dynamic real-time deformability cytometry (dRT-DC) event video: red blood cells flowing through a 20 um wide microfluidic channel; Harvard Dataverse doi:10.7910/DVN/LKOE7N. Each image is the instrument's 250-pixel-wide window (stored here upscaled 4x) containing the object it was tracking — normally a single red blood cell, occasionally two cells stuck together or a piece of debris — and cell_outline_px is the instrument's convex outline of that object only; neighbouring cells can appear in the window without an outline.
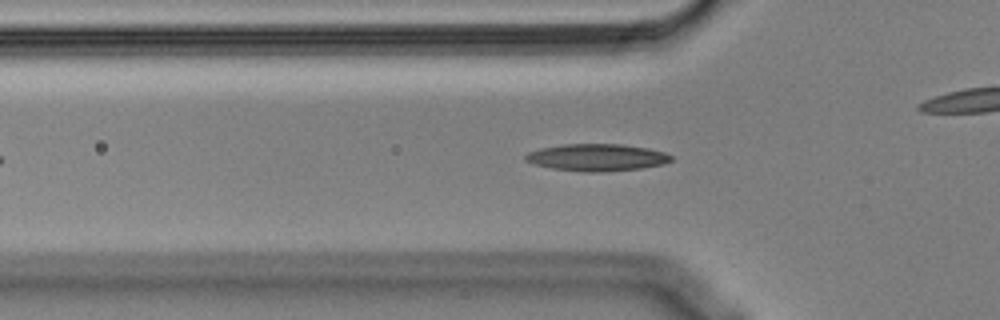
{"species": "Egyptian fruit bat (a non-hibernating species)", "species_latin": "Rousettus aegyptiacus", "temperature_condition": "cold", "stored_images_in_passage": 38, "camera_frame_rate_fps": 3000, "um_per_image_px": 0.085, "animal": {"sex": "male"}, "frame": {"image": 1, "passage_image": 4, "time_ms": 1.0, "image_size_px": [1000, 320], "cell_outline_px": [[672, 160], [664, 164], [640, 168], [600, 172], [584, 172], [552, 168], [532, 164], [524, 160], [524, 156], [528, 152], [540, 148], [564, 144], [620, 144], [648, 148], [664, 152], [672, 156]], "centroid_in_image_um": [50.7, 13.38], "position_along_channel_um": 75.1, "area_um2": 23.0}}
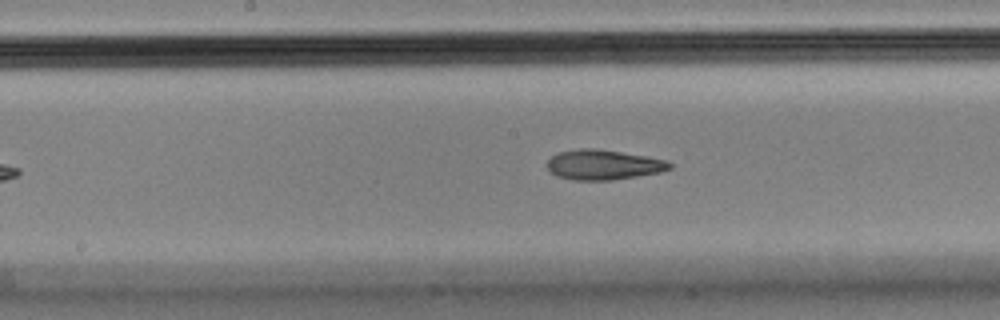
{"frame": {"image": 2, "passage_image": 14, "time_ms": 4.333, "image_size_px": [1000, 320], "cell_outline_px": [[672, 168], [660, 172], [612, 180], [572, 180], [556, 176], [544, 164], [556, 152], [580, 148], [596, 148], [668, 160], [672, 164]], "centroid_in_image_um": [51.25, 14.0], "position_along_channel_um": 197.0, "area_um2": 21.5}}
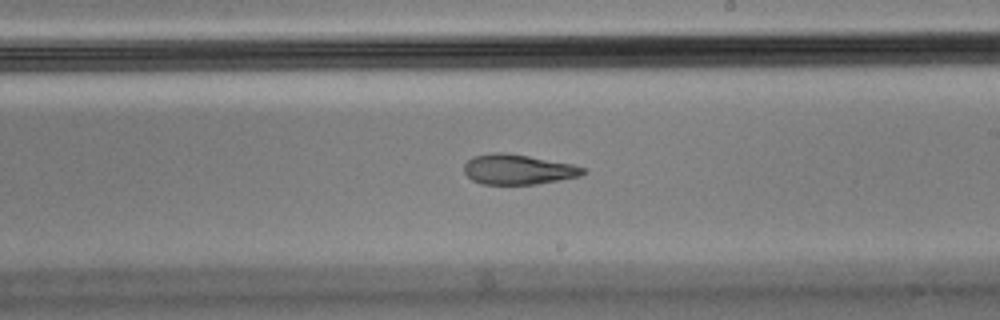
{"frame": {"image": 3, "passage_image": 18, "time_ms": 5.667, "image_size_px": [1000, 320], "cell_outline_px": [[584, 172], [580, 176], [560, 180], [536, 184], [480, 184], [472, 180], [464, 172], [464, 164], [472, 156], [492, 152], [504, 152], [528, 156], [572, 164], [584, 168]], "centroid_in_image_um": [43.98, 14.4], "position_along_channel_um": 245.0, "area_um2": 20.81}, "authors_computed_cell_mechanics": {"area_um2": 21.9351, "velocity_mm_per_s": 3.6227, "shape_relaxation_time_tau1_ms": null, "shape_relaxation_time_tau2_ms": 4.4843, "deformation_change_tau1": null, "deformation_change_tau2": 0.1465}}